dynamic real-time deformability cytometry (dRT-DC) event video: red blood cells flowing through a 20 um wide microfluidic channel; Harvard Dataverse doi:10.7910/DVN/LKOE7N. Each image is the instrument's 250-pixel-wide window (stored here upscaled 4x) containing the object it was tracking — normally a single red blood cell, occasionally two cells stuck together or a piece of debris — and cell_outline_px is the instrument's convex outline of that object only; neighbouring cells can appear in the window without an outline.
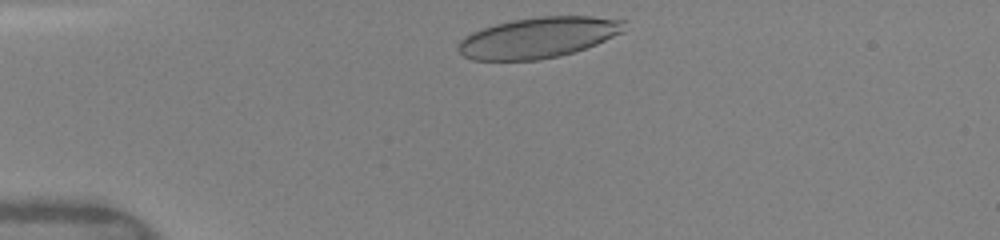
{"species": "human", "species_latin": "Homo sapiens", "temperature_condition": "warm", "stored_images_in_passage": 33, "camera_frame_rate_fps": 3000, "um_per_image_px": 0.085, "donor": {"sex": "female"}, "frame": {"image": 1, "passage_image": 2, "time_ms": 0.333, "image_size_px": [1000, 240], "cell_outline_px": [[628, 20], [624, 32], [596, 44], [560, 56], [536, 60], [472, 60], [464, 56], [456, 48], [460, 40], [464, 36], [472, 32], [496, 24], [512, 20], [540, 16], [592, 16]], "centroid_in_image_um": [45.78, 3.18], "position_along_channel_um": 39.2, "area_um2": 39.54}}
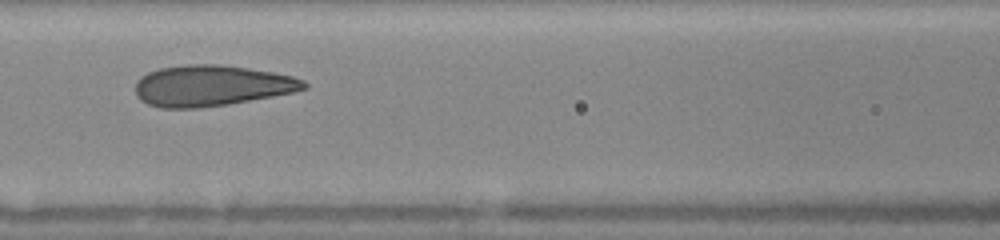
{"frame": {"image": 2, "passage_image": 13, "time_ms": 4.0, "image_size_px": [1000, 240], "cell_outline_px": [[308, 88], [292, 92], [272, 96], [228, 104], [196, 108], [160, 108], [148, 104], [140, 100], [136, 96], [136, 80], [140, 76], [148, 72], [160, 68], [188, 64], [220, 64], [248, 68], [272, 72], [292, 76], [304, 80], [308, 84]], "centroid_in_image_um": [17.95, 7.28], "position_along_channel_um": 148.6, "area_um2": 40.23}}
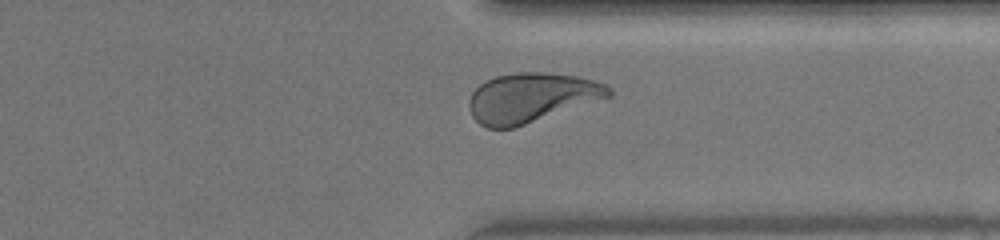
{"frame": {"image": 3, "passage_image": 29, "time_ms": 9.333, "image_size_px": [1000, 240], "cell_outline_px": [[612, 96], [512, 128], [488, 128], [480, 124], [472, 116], [468, 104], [468, 100], [472, 92], [484, 80], [496, 76], [516, 72], [544, 72], [580, 76], [604, 84], [612, 92]], "centroid_in_image_um": [45.13, 8.28], "position_along_channel_um": 366.3, "area_um2": 40.06}, "authors_computed_cell_mechanics": {"area_um2": 39.7086, "velocity_mm_per_s": 4.0854, "shape_relaxation_time_tau1_ms": 4.8421, "shape_relaxation_time_tau2_ms": 0.7825, "deformation_change_tau1": 0.208, "deformation_change_tau2": 0.068}}